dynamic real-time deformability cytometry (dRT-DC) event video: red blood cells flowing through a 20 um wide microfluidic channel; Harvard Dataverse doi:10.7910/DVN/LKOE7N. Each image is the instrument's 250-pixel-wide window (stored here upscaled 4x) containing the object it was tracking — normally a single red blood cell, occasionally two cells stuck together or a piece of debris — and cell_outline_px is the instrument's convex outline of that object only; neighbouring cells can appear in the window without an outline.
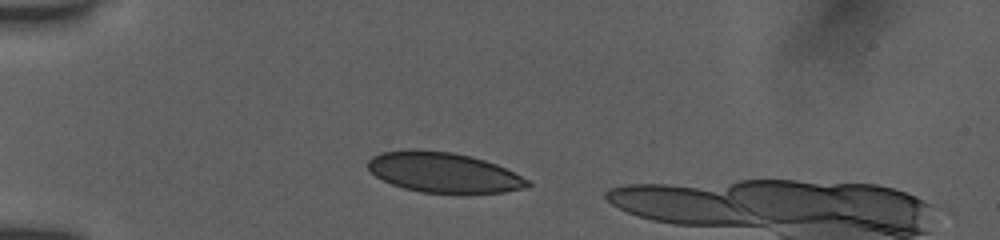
{"species": "human", "species_latin": "Homo sapiens", "temperature_condition": "room temperature", "stored_images_in_passage": 2, "camera_frame_rate_fps": 3000, "um_per_image_px": 0.085, "donor": {"sex": "female"}, "frame": {"image": 1, "passage_image": 1, "time_ms": 0.0, "image_size_px": [1000, 240], "cell_outline_px": [[532, 184], [528, 188], [504, 192], [420, 192], [404, 188], [392, 184], [376, 176], [368, 168], [368, 160], [372, 156], [380, 152], [408, 148], [452, 152], [472, 156], [496, 164], [528, 180]], "centroid_in_image_um": [37.67, 14.63], "position_along_channel_um": 47.3, "area_um2": 37.17}}